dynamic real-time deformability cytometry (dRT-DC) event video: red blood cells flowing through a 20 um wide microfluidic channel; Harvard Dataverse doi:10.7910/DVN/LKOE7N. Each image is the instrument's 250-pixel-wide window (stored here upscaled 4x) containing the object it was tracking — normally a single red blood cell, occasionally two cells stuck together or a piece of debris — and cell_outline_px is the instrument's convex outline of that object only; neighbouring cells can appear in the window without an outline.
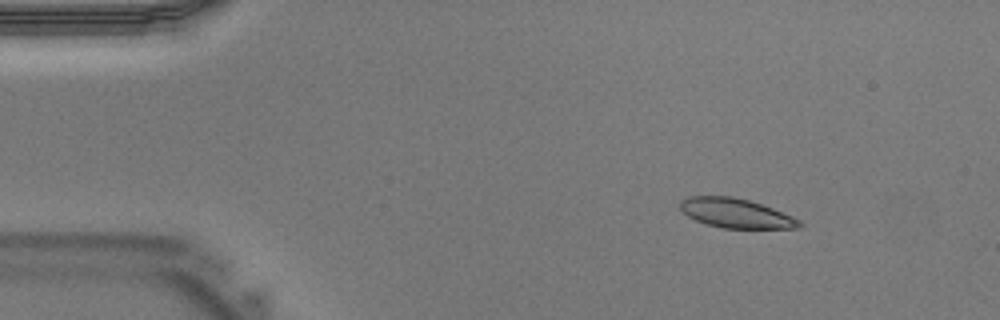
{"species": "Egyptian fruit bat (a non-hibernating species)", "species_latin": "Rousettus aegyptiacus", "temperature_condition": "warm", "stored_images_in_passage": 41, "camera_frame_rate_fps": 3000, "um_per_image_px": 0.085, "animal": {"sex": "male"}, "frame": {"image": 1, "passage_image": 6, "time_ms": 1.667, "image_size_px": [1000, 320], "cell_outline_px": [[804, 224], [800, 228], [724, 228], [708, 224], [696, 220], [688, 216], [680, 208], [680, 200], [688, 196], [732, 196], [748, 200], [772, 208], [792, 216], [800, 220]], "centroid_in_image_um": [62.56, 18.12], "position_along_channel_um": 22.4, "area_um2": 20.29}}
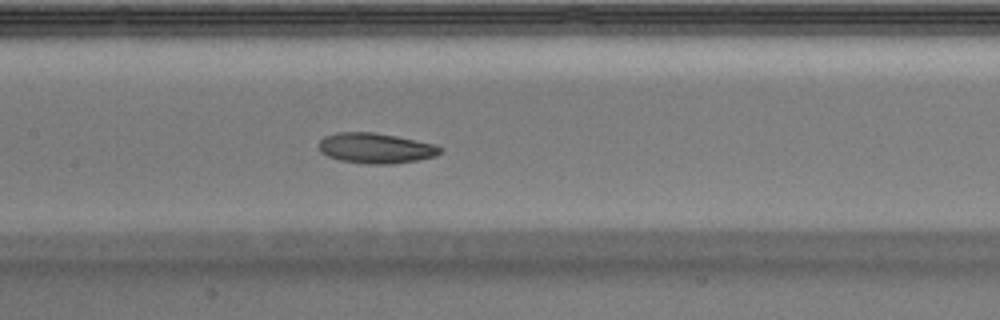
{"frame": {"image": 2, "passage_image": 20, "time_ms": 6.333, "image_size_px": [1000, 320], "cell_outline_px": [[444, 148], [436, 156], [416, 160], [392, 164], [368, 164], [340, 160], [328, 156], [320, 152], [320, 140], [324, 136], [336, 132], [372, 132], [396, 136], [436, 144]], "centroid_in_image_um": [31.95, 12.59], "position_along_channel_um": 175.5, "area_um2": 21.44}}
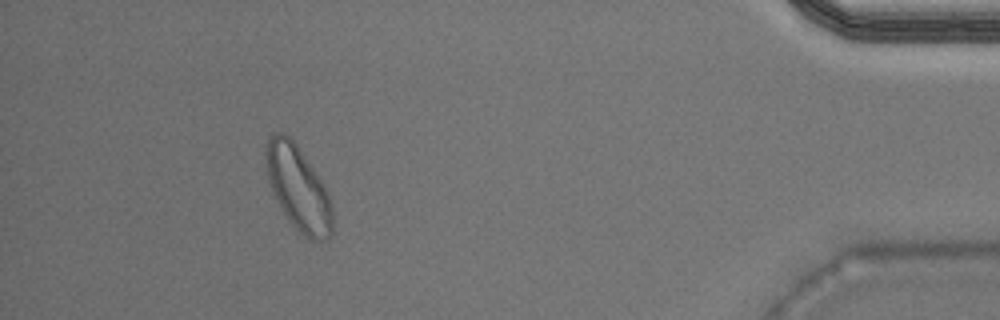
{"frame": {"image": 3, "passage_image": 38, "time_ms": 12.333, "image_size_px": [1000, 320], "cell_outline_px": [[332, 236], [324, 240], [312, 240], [304, 236], [292, 224], [284, 212], [268, 180], [264, 156], [264, 144], [268, 136], [272, 132], [284, 132], [296, 144], [320, 180], [328, 196], [332, 208]], "centroid_in_image_um": [25.31, 15.95], "position_along_channel_um": 409.9, "area_um2": 32.25}}